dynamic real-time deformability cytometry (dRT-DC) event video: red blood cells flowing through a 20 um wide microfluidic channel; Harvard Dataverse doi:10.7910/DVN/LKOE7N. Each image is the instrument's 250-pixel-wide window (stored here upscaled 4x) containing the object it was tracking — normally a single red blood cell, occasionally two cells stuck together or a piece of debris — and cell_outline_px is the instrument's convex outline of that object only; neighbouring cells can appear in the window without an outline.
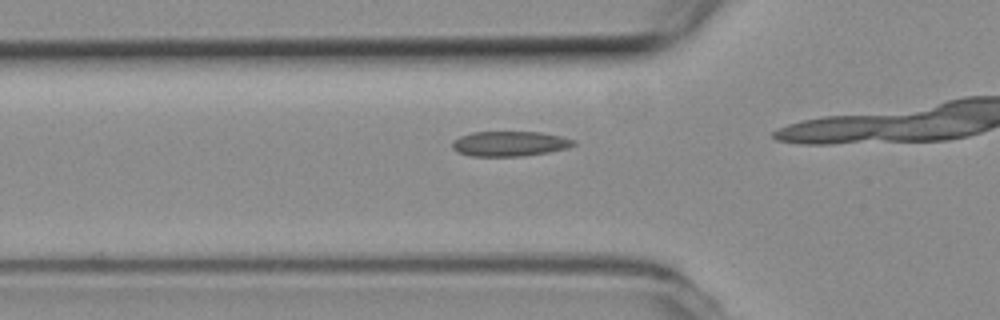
{"species": "common noctule bat (a hibernating species)", "species_latin": "Nyctalus noctula", "temperature_condition": "room temperature", "stored_images_in_passage": 10, "camera_frame_rate_fps": 3000, "um_per_image_px": 0.085, "animal": {"sex": "female", "body_mass_g": 19.3, "forearm_length_mm": 54.1}, "frame": {"image": 1, "passage_image": 6, "time_ms": 1.667, "image_size_px": [1000, 320], "cell_outline_px": [[576, 144], [564, 148], [548, 152], [524, 156], [472, 156], [456, 152], [452, 148], [452, 140], [460, 136], [472, 132], [540, 132], [560, 136], [576, 140]], "centroid_in_image_um": [43.28, 12.21], "position_along_channel_um": 82.5, "area_um2": 17.69}}
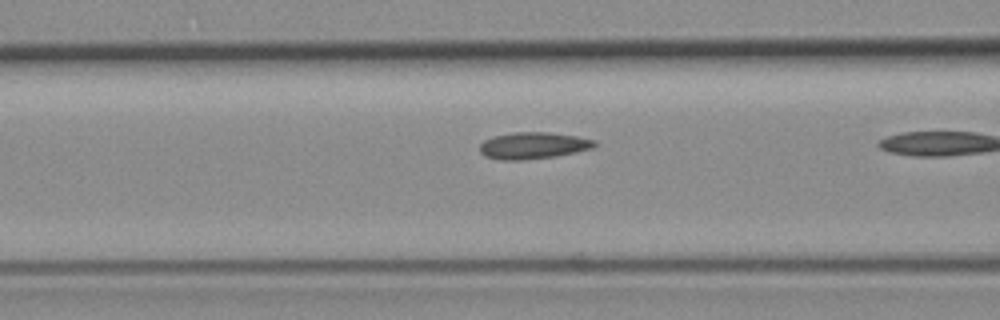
{"frame": {"image": 2, "passage_image": 9, "time_ms": 2.667, "image_size_px": [1000, 320], "cell_outline_px": [[596, 144], [592, 148], [576, 152], [556, 156], [520, 160], [500, 160], [484, 156], [480, 152], [480, 144], [484, 140], [492, 136], [512, 132], [548, 132], [576, 136], [596, 140]], "centroid_in_image_um": [45.29, 12.37], "position_along_channel_um": 121.3, "area_um2": 17.92}}